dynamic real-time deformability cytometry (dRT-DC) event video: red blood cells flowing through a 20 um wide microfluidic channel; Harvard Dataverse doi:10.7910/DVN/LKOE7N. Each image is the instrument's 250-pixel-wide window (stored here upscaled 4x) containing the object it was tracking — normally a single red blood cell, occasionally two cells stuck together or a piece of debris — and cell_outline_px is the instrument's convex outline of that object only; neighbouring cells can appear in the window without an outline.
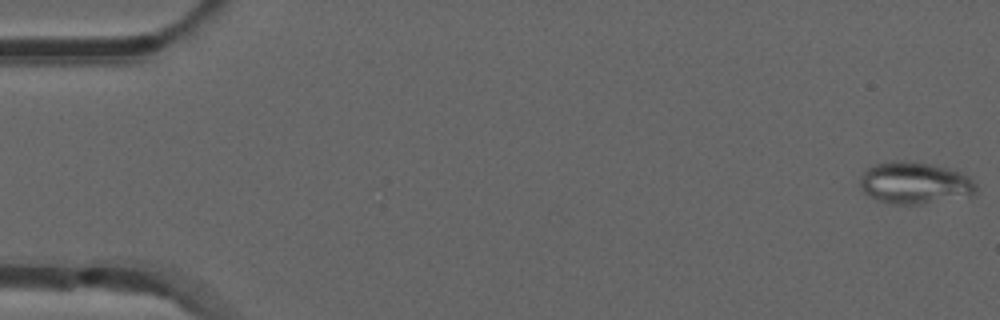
{"species": "common noctule bat (a hibernating species)", "species_latin": "Nyctalus noctula", "temperature_condition": "room temperature", "stored_images_in_passage": 52, "camera_frame_rate_fps": 3000, "um_per_image_px": 0.085, "animal": {"sex": "male", "forearm_length_mm": 52.5}, "frame": {"image": 1, "passage_image": 1, "time_ms": 0.0, "image_size_px": [1000, 320], "cell_outline_px": [[976, 196], [920, 204], [896, 204], [876, 200], [868, 196], [864, 192], [860, 184], [860, 176], [864, 168], [876, 164], [892, 160], [904, 160], [928, 164], [948, 168], [960, 172], [968, 176], [976, 184]], "centroid_in_image_um": [77.75, 15.56], "position_along_channel_um": 7.2, "area_um2": 28.73}}
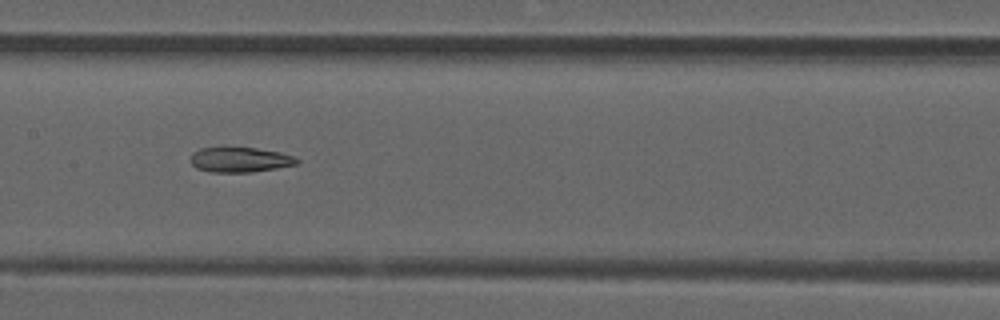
{"frame": {"image": 2, "passage_image": 26, "time_ms": 8.333, "image_size_px": [1000, 320], "cell_outline_px": [[300, 160], [296, 164], [276, 168], [252, 172], [212, 172], [196, 168], [188, 160], [192, 152], [200, 148], [224, 144], [256, 148], [280, 152], [292, 156]], "centroid_in_image_um": [20.3, 13.52], "position_along_channel_um": 187.1, "area_um2": 16.24}}
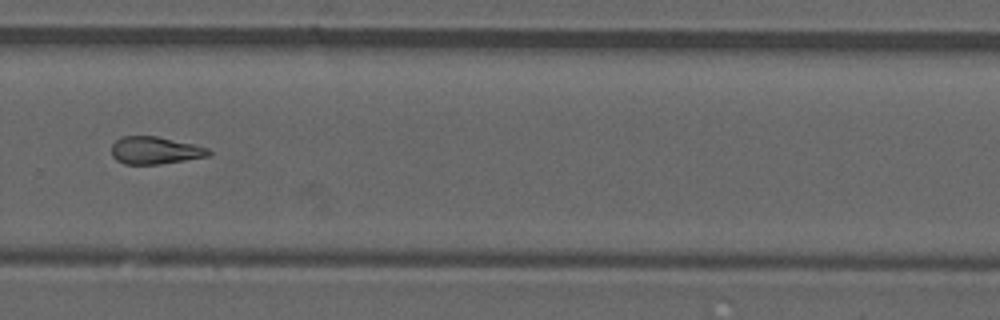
{"frame": {"image": 3, "passage_image": 36, "time_ms": 11.667, "image_size_px": [1000, 320], "cell_outline_px": [[212, 152], [208, 156], [160, 164], [124, 164], [116, 160], [112, 156], [112, 144], [120, 136], [156, 136], [192, 144], [208, 148]], "centroid_in_image_um": [13.14, 12.78], "position_along_channel_um": 316.7, "area_um2": 15.43}, "authors_computed_cell_mechanics": {"area_um2": 16.3863, "velocity_mm_per_s": 3.9066, "shape_relaxation_time_tau1_ms": null, "shape_relaxation_time_tau2_ms": 5.1704, "deformation_change_tau1": null, "deformation_change_tau2": 0.1444}}